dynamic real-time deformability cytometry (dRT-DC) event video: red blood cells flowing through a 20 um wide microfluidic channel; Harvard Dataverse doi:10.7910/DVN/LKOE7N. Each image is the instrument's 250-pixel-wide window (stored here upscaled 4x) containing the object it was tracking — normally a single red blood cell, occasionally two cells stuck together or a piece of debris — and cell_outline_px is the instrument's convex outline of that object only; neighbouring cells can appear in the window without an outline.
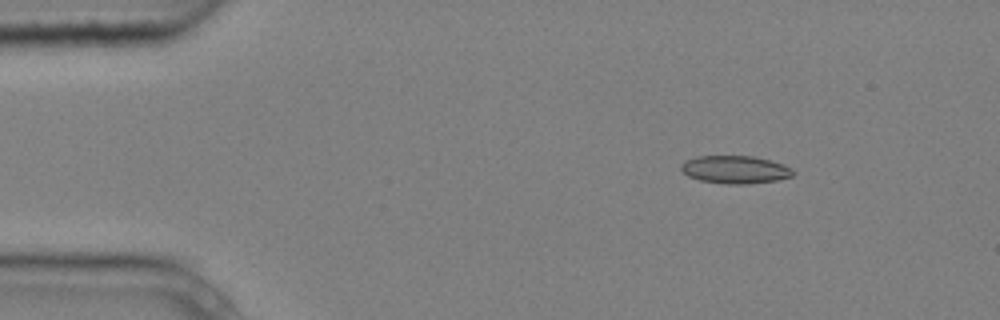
{"species": "common noctule bat (a hibernating species)", "species_latin": "Nyctalus noctula", "temperature_condition": "cold", "stored_images_in_passage": 5, "segment_of_instrument_passage": [1, 2], "camera_frame_rate_fps": 3000, "um_per_image_px": 0.085, "animal": {"sex": "male", "body_mass_g": 20.4}, "frame": {"image": 1, "passage_image": 2, "time_ms": 0.333, "image_size_px": [1000, 320], "cell_outline_px": [[796, 172], [792, 176], [776, 180], [748, 184], [724, 184], [700, 180], [688, 176], [680, 168], [680, 164], [684, 160], [696, 156], [752, 156], [784, 164], [792, 168]], "centroid_in_image_um": [62.47, 14.41], "position_along_channel_um": 22.5, "area_um2": 18.26}}